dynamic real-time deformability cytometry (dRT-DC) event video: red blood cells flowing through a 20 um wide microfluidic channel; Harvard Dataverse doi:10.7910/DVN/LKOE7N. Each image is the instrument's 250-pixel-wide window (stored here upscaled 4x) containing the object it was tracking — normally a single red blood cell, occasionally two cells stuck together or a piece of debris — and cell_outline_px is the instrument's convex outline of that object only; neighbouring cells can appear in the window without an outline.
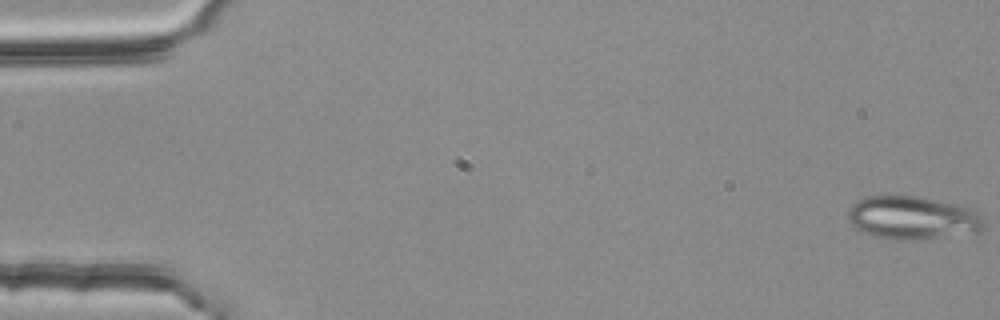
{"species": "common noctule bat (a hibernating species)", "species_latin": "Nyctalus noctula", "temperature_condition": "room temperature", "stored_images_in_passage": 4, "camera_frame_rate_fps": 3000, "um_per_image_px": 0.085, "animal": {"sex": "female", "body_mass_g": 25.1}, "frame": {"image": 1, "passage_image": 1, "time_ms": 0.0, "image_size_px": [1000, 320], "cell_outline_px": [[984, 228], [980, 232], [908, 240], [896, 240], [872, 236], [860, 232], [852, 224], [848, 216], [848, 208], [852, 204], [864, 196], [916, 196], [956, 204], [968, 208], [984, 224]], "centroid_in_image_um": [77.47, 18.52], "position_along_channel_um": 7.5, "area_um2": 33.76}}